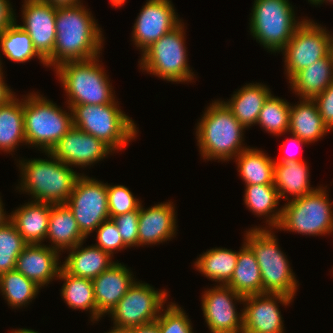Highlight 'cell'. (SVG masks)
Here are the masks:
<instances>
[{
  "mask_svg": "<svg viewBox=\"0 0 333 333\" xmlns=\"http://www.w3.org/2000/svg\"><path fill=\"white\" fill-rule=\"evenodd\" d=\"M19 143L26 145L23 99L14 96L0 105V150L14 152Z\"/></svg>",
  "mask_w": 333,
  "mask_h": 333,
  "instance_id": "obj_30",
  "label": "cell"
},
{
  "mask_svg": "<svg viewBox=\"0 0 333 333\" xmlns=\"http://www.w3.org/2000/svg\"><path fill=\"white\" fill-rule=\"evenodd\" d=\"M46 238L52 243L50 247L60 253L85 242L86 239L66 204H51Z\"/></svg>",
  "mask_w": 333,
  "mask_h": 333,
  "instance_id": "obj_25",
  "label": "cell"
},
{
  "mask_svg": "<svg viewBox=\"0 0 333 333\" xmlns=\"http://www.w3.org/2000/svg\"><path fill=\"white\" fill-rule=\"evenodd\" d=\"M3 67L0 68V105H3L7 103L10 99H12L15 94V92H12V89H10L6 83L5 80H3Z\"/></svg>",
  "mask_w": 333,
  "mask_h": 333,
  "instance_id": "obj_46",
  "label": "cell"
},
{
  "mask_svg": "<svg viewBox=\"0 0 333 333\" xmlns=\"http://www.w3.org/2000/svg\"><path fill=\"white\" fill-rule=\"evenodd\" d=\"M327 190L322 187L302 197L290 199L282 206L276 229L302 235L321 236L333 232V209Z\"/></svg>",
  "mask_w": 333,
  "mask_h": 333,
  "instance_id": "obj_10",
  "label": "cell"
},
{
  "mask_svg": "<svg viewBox=\"0 0 333 333\" xmlns=\"http://www.w3.org/2000/svg\"><path fill=\"white\" fill-rule=\"evenodd\" d=\"M130 330L131 333H160L155 321L145 325L131 327Z\"/></svg>",
  "mask_w": 333,
  "mask_h": 333,
  "instance_id": "obj_47",
  "label": "cell"
},
{
  "mask_svg": "<svg viewBox=\"0 0 333 333\" xmlns=\"http://www.w3.org/2000/svg\"><path fill=\"white\" fill-rule=\"evenodd\" d=\"M95 232L97 233V239H95L97 243L94 245L109 253L112 257L115 250L117 252L127 248L113 219L109 218L102 222Z\"/></svg>",
  "mask_w": 333,
  "mask_h": 333,
  "instance_id": "obj_41",
  "label": "cell"
},
{
  "mask_svg": "<svg viewBox=\"0 0 333 333\" xmlns=\"http://www.w3.org/2000/svg\"><path fill=\"white\" fill-rule=\"evenodd\" d=\"M57 279L64 281L61 296L70 308L89 310L92 322L102 318V315L97 311L91 279L70 275L63 268L60 269Z\"/></svg>",
  "mask_w": 333,
  "mask_h": 333,
  "instance_id": "obj_31",
  "label": "cell"
},
{
  "mask_svg": "<svg viewBox=\"0 0 333 333\" xmlns=\"http://www.w3.org/2000/svg\"><path fill=\"white\" fill-rule=\"evenodd\" d=\"M45 154L49 160H19L21 183L17 189L19 192L22 190L30 193L35 202L65 204L81 174L56 159L50 152Z\"/></svg>",
  "mask_w": 333,
  "mask_h": 333,
  "instance_id": "obj_3",
  "label": "cell"
},
{
  "mask_svg": "<svg viewBox=\"0 0 333 333\" xmlns=\"http://www.w3.org/2000/svg\"><path fill=\"white\" fill-rule=\"evenodd\" d=\"M14 13L9 0H0V33L16 22V14Z\"/></svg>",
  "mask_w": 333,
  "mask_h": 333,
  "instance_id": "obj_44",
  "label": "cell"
},
{
  "mask_svg": "<svg viewBox=\"0 0 333 333\" xmlns=\"http://www.w3.org/2000/svg\"><path fill=\"white\" fill-rule=\"evenodd\" d=\"M116 100L110 104L68 105L72 110L73 126L103 141L114 152L122 150L137 137V126L120 109Z\"/></svg>",
  "mask_w": 333,
  "mask_h": 333,
  "instance_id": "obj_4",
  "label": "cell"
},
{
  "mask_svg": "<svg viewBox=\"0 0 333 333\" xmlns=\"http://www.w3.org/2000/svg\"><path fill=\"white\" fill-rule=\"evenodd\" d=\"M26 145L50 152L59 140L73 127L72 110L59 108L56 103L29 93L23 98Z\"/></svg>",
  "mask_w": 333,
  "mask_h": 333,
  "instance_id": "obj_7",
  "label": "cell"
},
{
  "mask_svg": "<svg viewBox=\"0 0 333 333\" xmlns=\"http://www.w3.org/2000/svg\"><path fill=\"white\" fill-rule=\"evenodd\" d=\"M324 124L333 129V82L321 93L313 98Z\"/></svg>",
  "mask_w": 333,
  "mask_h": 333,
  "instance_id": "obj_43",
  "label": "cell"
},
{
  "mask_svg": "<svg viewBox=\"0 0 333 333\" xmlns=\"http://www.w3.org/2000/svg\"><path fill=\"white\" fill-rule=\"evenodd\" d=\"M114 151L93 135L72 127L50 153L68 166L87 167L98 163Z\"/></svg>",
  "mask_w": 333,
  "mask_h": 333,
  "instance_id": "obj_18",
  "label": "cell"
},
{
  "mask_svg": "<svg viewBox=\"0 0 333 333\" xmlns=\"http://www.w3.org/2000/svg\"><path fill=\"white\" fill-rule=\"evenodd\" d=\"M244 129L223 100L213 101L196 126L201 157L226 162L234 159L248 148L243 146Z\"/></svg>",
  "mask_w": 333,
  "mask_h": 333,
  "instance_id": "obj_2",
  "label": "cell"
},
{
  "mask_svg": "<svg viewBox=\"0 0 333 333\" xmlns=\"http://www.w3.org/2000/svg\"><path fill=\"white\" fill-rule=\"evenodd\" d=\"M11 333H38L37 331H34L32 329H26V328H19L17 330H14Z\"/></svg>",
  "mask_w": 333,
  "mask_h": 333,
  "instance_id": "obj_51",
  "label": "cell"
},
{
  "mask_svg": "<svg viewBox=\"0 0 333 333\" xmlns=\"http://www.w3.org/2000/svg\"><path fill=\"white\" fill-rule=\"evenodd\" d=\"M271 230L268 227L250 228L246 231L244 242L252 249L260 267L262 293L283 294L294 298L298 281Z\"/></svg>",
  "mask_w": 333,
  "mask_h": 333,
  "instance_id": "obj_5",
  "label": "cell"
},
{
  "mask_svg": "<svg viewBox=\"0 0 333 333\" xmlns=\"http://www.w3.org/2000/svg\"><path fill=\"white\" fill-rule=\"evenodd\" d=\"M82 245L83 242L70 248L68 257L62 262V268L70 275L93 280L115 263L112 256L98 246L84 248Z\"/></svg>",
  "mask_w": 333,
  "mask_h": 333,
  "instance_id": "obj_23",
  "label": "cell"
},
{
  "mask_svg": "<svg viewBox=\"0 0 333 333\" xmlns=\"http://www.w3.org/2000/svg\"><path fill=\"white\" fill-rule=\"evenodd\" d=\"M270 88L264 84H246L232 95L229 101H223L234 117L245 127L257 123L259 113L271 95Z\"/></svg>",
  "mask_w": 333,
  "mask_h": 333,
  "instance_id": "obj_27",
  "label": "cell"
},
{
  "mask_svg": "<svg viewBox=\"0 0 333 333\" xmlns=\"http://www.w3.org/2000/svg\"><path fill=\"white\" fill-rule=\"evenodd\" d=\"M309 176L305 161H275L273 184L279 198L289 201L290 194L296 199L314 192L317 188L310 187Z\"/></svg>",
  "mask_w": 333,
  "mask_h": 333,
  "instance_id": "obj_24",
  "label": "cell"
},
{
  "mask_svg": "<svg viewBox=\"0 0 333 333\" xmlns=\"http://www.w3.org/2000/svg\"><path fill=\"white\" fill-rule=\"evenodd\" d=\"M102 36L101 28L83 3L57 7L56 39L53 54L46 60V66L56 68L67 61L98 57L105 39Z\"/></svg>",
  "mask_w": 333,
  "mask_h": 333,
  "instance_id": "obj_1",
  "label": "cell"
},
{
  "mask_svg": "<svg viewBox=\"0 0 333 333\" xmlns=\"http://www.w3.org/2000/svg\"><path fill=\"white\" fill-rule=\"evenodd\" d=\"M3 203L0 197V227L3 226L6 222H8L10 220V216L9 215H5L6 213L4 212L3 209Z\"/></svg>",
  "mask_w": 333,
  "mask_h": 333,
  "instance_id": "obj_49",
  "label": "cell"
},
{
  "mask_svg": "<svg viewBox=\"0 0 333 333\" xmlns=\"http://www.w3.org/2000/svg\"><path fill=\"white\" fill-rule=\"evenodd\" d=\"M116 223L124 244L129 247L138 246L139 208L112 218Z\"/></svg>",
  "mask_w": 333,
  "mask_h": 333,
  "instance_id": "obj_42",
  "label": "cell"
},
{
  "mask_svg": "<svg viewBox=\"0 0 333 333\" xmlns=\"http://www.w3.org/2000/svg\"><path fill=\"white\" fill-rule=\"evenodd\" d=\"M59 254L60 252L50 245L28 244L17 257L15 269L39 287L47 286L52 279L58 278L62 268Z\"/></svg>",
  "mask_w": 333,
  "mask_h": 333,
  "instance_id": "obj_20",
  "label": "cell"
},
{
  "mask_svg": "<svg viewBox=\"0 0 333 333\" xmlns=\"http://www.w3.org/2000/svg\"><path fill=\"white\" fill-rule=\"evenodd\" d=\"M290 135L292 137H290L289 140H286L285 144L282 143V145L280 147L284 152V156H282L279 160H274V161H304L300 156L298 157V155H296V153H292V151H290L291 150L290 146L288 147L286 145V143L288 145L293 144V146H296L298 148L301 147L303 144L305 145V144H309V143L305 140L300 139L298 136H296L294 134H290Z\"/></svg>",
  "mask_w": 333,
  "mask_h": 333,
  "instance_id": "obj_45",
  "label": "cell"
},
{
  "mask_svg": "<svg viewBox=\"0 0 333 333\" xmlns=\"http://www.w3.org/2000/svg\"><path fill=\"white\" fill-rule=\"evenodd\" d=\"M330 46H331V53H333V35H330Z\"/></svg>",
  "mask_w": 333,
  "mask_h": 333,
  "instance_id": "obj_54",
  "label": "cell"
},
{
  "mask_svg": "<svg viewBox=\"0 0 333 333\" xmlns=\"http://www.w3.org/2000/svg\"><path fill=\"white\" fill-rule=\"evenodd\" d=\"M167 297L165 289L158 291L148 283L135 281L109 315L116 327L145 325L156 321Z\"/></svg>",
  "mask_w": 333,
  "mask_h": 333,
  "instance_id": "obj_11",
  "label": "cell"
},
{
  "mask_svg": "<svg viewBox=\"0 0 333 333\" xmlns=\"http://www.w3.org/2000/svg\"><path fill=\"white\" fill-rule=\"evenodd\" d=\"M184 22L141 52L142 70L171 82H192L194 72L188 64ZM141 62V63H140Z\"/></svg>",
  "mask_w": 333,
  "mask_h": 333,
  "instance_id": "obj_9",
  "label": "cell"
},
{
  "mask_svg": "<svg viewBox=\"0 0 333 333\" xmlns=\"http://www.w3.org/2000/svg\"><path fill=\"white\" fill-rule=\"evenodd\" d=\"M51 204L31 200L12 212L10 221L28 244L46 240Z\"/></svg>",
  "mask_w": 333,
  "mask_h": 333,
  "instance_id": "obj_22",
  "label": "cell"
},
{
  "mask_svg": "<svg viewBox=\"0 0 333 333\" xmlns=\"http://www.w3.org/2000/svg\"><path fill=\"white\" fill-rule=\"evenodd\" d=\"M323 2H330V3H332L333 4V0H314L311 4H314V5H321V4H323Z\"/></svg>",
  "mask_w": 333,
  "mask_h": 333,
  "instance_id": "obj_53",
  "label": "cell"
},
{
  "mask_svg": "<svg viewBox=\"0 0 333 333\" xmlns=\"http://www.w3.org/2000/svg\"><path fill=\"white\" fill-rule=\"evenodd\" d=\"M171 0H147L132 31V41L143 52L181 23Z\"/></svg>",
  "mask_w": 333,
  "mask_h": 333,
  "instance_id": "obj_15",
  "label": "cell"
},
{
  "mask_svg": "<svg viewBox=\"0 0 333 333\" xmlns=\"http://www.w3.org/2000/svg\"><path fill=\"white\" fill-rule=\"evenodd\" d=\"M51 4L54 7H66V6H75L80 4L82 1L80 0H42Z\"/></svg>",
  "mask_w": 333,
  "mask_h": 333,
  "instance_id": "obj_48",
  "label": "cell"
},
{
  "mask_svg": "<svg viewBox=\"0 0 333 333\" xmlns=\"http://www.w3.org/2000/svg\"><path fill=\"white\" fill-rule=\"evenodd\" d=\"M293 297L262 293L244 297L242 333H284L278 303L288 306Z\"/></svg>",
  "mask_w": 333,
  "mask_h": 333,
  "instance_id": "obj_16",
  "label": "cell"
},
{
  "mask_svg": "<svg viewBox=\"0 0 333 333\" xmlns=\"http://www.w3.org/2000/svg\"><path fill=\"white\" fill-rule=\"evenodd\" d=\"M166 307L167 309L163 308L155 321L160 333H194L192 323L184 309L174 302Z\"/></svg>",
  "mask_w": 333,
  "mask_h": 333,
  "instance_id": "obj_39",
  "label": "cell"
},
{
  "mask_svg": "<svg viewBox=\"0 0 333 333\" xmlns=\"http://www.w3.org/2000/svg\"><path fill=\"white\" fill-rule=\"evenodd\" d=\"M333 82V60L331 52L324 58L297 72L290 80L293 93L301 99H313Z\"/></svg>",
  "mask_w": 333,
  "mask_h": 333,
  "instance_id": "obj_26",
  "label": "cell"
},
{
  "mask_svg": "<svg viewBox=\"0 0 333 333\" xmlns=\"http://www.w3.org/2000/svg\"><path fill=\"white\" fill-rule=\"evenodd\" d=\"M110 2L113 7L117 8V7H121L122 5H124L126 0H110Z\"/></svg>",
  "mask_w": 333,
  "mask_h": 333,
  "instance_id": "obj_52",
  "label": "cell"
},
{
  "mask_svg": "<svg viewBox=\"0 0 333 333\" xmlns=\"http://www.w3.org/2000/svg\"><path fill=\"white\" fill-rule=\"evenodd\" d=\"M0 48L2 54L13 62L25 63L37 56L46 66V61L36 52L30 36L18 26L17 21L0 33Z\"/></svg>",
  "mask_w": 333,
  "mask_h": 333,
  "instance_id": "obj_36",
  "label": "cell"
},
{
  "mask_svg": "<svg viewBox=\"0 0 333 333\" xmlns=\"http://www.w3.org/2000/svg\"><path fill=\"white\" fill-rule=\"evenodd\" d=\"M27 245L10 220L0 227V275L16 268L17 257Z\"/></svg>",
  "mask_w": 333,
  "mask_h": 333,
  "instance_id": "obj_38",
  "label": "cell"
},
{
  "mask_svg": "<svg viewBox=\"0 0 333 333\" xmlns=\"http://www.w3.org/2000/svg\"><path fill=\"white\" fill-rule=\"evenodd\" d=\"M326 30L314 21L305 19L294 31L291 39L280 51L284 55V69L288 80L331 51V33Z\"/></svg>",
  "mask_w": 333,
  "mask_h": 333,
  "instance_id": "obj_12",
  "label": "cell"
},
{
  "mask_svg": "<svg viewBox=\"0 0 333 333\" xmlns=\"http://www.w3.org/2000/svg\"><path fill=\"white\" fill-rule=\"evenodd\" d=\"M290 107L287 100L271 94L265 101L256 124L274 136L283 135L289 130Z\"/></svg>",
  "mask_w": 333,
  "mask_h": 333,
  "instance_id": "obj_37",
  "label": "cell"
},
{
  "mask_svg": "<svg viewBox=\"0 0 333 333\" xmlns=\"http://www.w3.org/2000/svg\"><path fill=\"white\" fill-rule=\"evenodd\" d=\"M251 12L250 33L271 53H279L305 20L295 19L289 0H254Z\"/></svg>",
  "mask_w": 333,
  "mask_h": 333,
  "instance_id": "obj_8",
  "label": "cell"
},
{
  "mask_svg": "<svg viewBox=\"0 0 333 333\" xmlns=\"http://www.w3.org/2000/svg\"><path fill=\"white\" fill-rule=\"evenodd\" d=\"M99 58L67 61L54 68L66 92L68 105L110 104L116 100L108 75L98 63Z\"/></svg>",
  "mask_w": 333,
  "mask_h": 333,
  "instance_id": "obj_6",
  "label": "cell"
},
{
  "mask_svg": "<svg viewBox=\"0 0 333 333\" xmlns=\"http://www.w3.org/2000/svg\"><path fill=\"white\" fill-rule=\"evenodd\" d=\"M65 204L86 238L102 222L110 218L106 183L90 178L84 173L76 180L70 198Z\"/></svg>",
  "mask_w": 333,
  "mask_h": 333,
  "instance_id": "obj_13",
  "label": "cell"
},
{
  "mask_svg": "<svg viewBox=\"0 0 333 333\" xmlns=\"http://www.w3.org/2000/svg\"><path fill=\"white\" fill-rule=\"evenodd\" d=\"M234 159H236L237 170L245 185L274 183L275 161L264 151L248 146Z\"/></svg>",
  "mask_w": 333,
  "mask_h": 333,
  "instance_id": "obj_32",
  "label": "cell"
},
{
  "mask_svg": "<svg viewBox=\"0 0 333 333\" xmlns=\"http://www.w3.org/2000/svg\"><path fill=\"white\" fill-rule=\"evenodd\" d=\"M237 259L238 251L215 247L199 255L194 266L210 280L227 285L233 276Z\"/></svg>",
  "mask_w": 333,
  "mask_h": 333,
  "instance_id": "obj_34",
  "label": "cell"
},
{
  "mask_svg": "<svg viewBox=\"0 0 333 333\" xmlns=\"http://www.w3.org/2000/svg\"><path fill=\"white\" fill-rule=\"evenodd\" d=\"M23 25L36 52L46 61L52 54L56 39L57 7L42 0H24L22 5Z\"/></svg>",
  "mask_w": 333,
  "mask_h": 333,
  "instance_id": "obj_17",
  "label": "cell"
},
{
  "mask_svg": "<svg viewBox=\"0 0 333 333\" xmlns=\"http://www.w3.org/2000/svg\"><path fill=\"white\" fill-rule=\"evenodd\" d=\"M39 287L16 269L0 275V292L12 308L25 307L39 294Z\"/></svg>",
  "mask_w": 333,
  "mask_h": 333,
  "instance_id": "obj_35",
  "label": "cell"
},
{
  "mask_svg": "<svg viewBox=\"0 0 333 333\" xmlns=\"http://www.w3.org/2000/svg\"><path fill=\"white\" fill-rule=\"evenodd\" d=\"M106 187L110 219L120 214L136 211L141 205V201L126 186H110L107 183Z\"/></svg>",
  "mask_w": 333,
  "mask_h": 333,
  "instance_id": "obj_40",
  "label": "cell"
},
{
  "mask_svg": "<svg viewBox=\"0 0 333 333\" xmlns=\"http://www.w3.org/2000/svg\"><path fill=\"white\" fill-rule=\"evenodd\" d=\"M288 132L313 143L329 133L330 129L324 124L313 99H300V103L290 107Z\"/></svg>",
  "mask_w": 333,
  "mask_h": 333,
  "instance_id": "obj_28",
  "label": "cell"
},
{
  "mask_svg": "<svg viewBox=\"0 0 333 333\" xmlns=\"http://www.w3.org/2000/svg\"><path fill=\"white\" fill-rule=\"evenodd\" d=\"M92 281L97 311L104 316L125 296L135 278L127 266L116 261Z\"/></svg>",
  "mask_w": 333,
  "mask_h": 333,
  "instance_id": "obj_21",
  "label": "cell"
},
{
  "mask_svg": "<svg viewBox=\"0 0 333 333\" xmlns=\"http://www.w3.org/2000/svg\"><path fill=\"white\" fill-rule=\"evenodd\" d=\"M243 299L227 285H216L204 292L201 309L210 333L243 332V312L238 314L234 303Z\"/></svg>",
  "mask_w": 333,
  "mask_h": 333,
  "instance_id": "obj_14",
  "label": "cell"
},
{
  "mask_svg": "<svg viewBox=\"0 0 333 333\" xmlns=\"http://www.w3.org/2000/svg\"><path fill=\"white\" fill-rule=\"evenodd\" d=\"M227 286L243 297L262 294L260 267L255 254L245 242L238 251L236 267Z\"/></svg>",
  "mask_w": 333,
  "mask_h": 333,
  "instance_id": "obj_29",
  "label": "cell"
},
{
  "mask_svg": "<svg viewBox=\"0 0 333 333\" xmlns=\"http://www.w3.org/2000/svg\"><path fill=\"white\" fill-rule=\"evenodd\" d=\"M107 333H131V330H130V328L116 327L113 325V329H111Z\"/></svg>",
  "mask_w": 333,
  "mask_h": 333,
  "instance_id": "obj_50",
  "label": "cell"
},
{
  "mask_svg": "<svg viewBox=\"0 0 333 333\" xmlns=\"http://www.w3.org/2000/svg\"><path fill=\"white\" fill-rule=\"evenodd\" d=\"M175 205L163 202L148 209L139 206L138 246L155 245L171 240L177 231Z\"/></svg>",
  "mask_w": 333,
  "mask_h": 333,
  "instance_id": "obj_19",
  "label": "cell"
},
{
  "mask_svg": "<svg viewBox=\"0 0 333 333\" xmlns=\"http://www.w3.org/2000/svg\"><path fill=\"white\" fill-rule=\"evenodd\" d=\"M279 195L274 184L246 185L244 204L258 217L267 216L265 221L269 229L276 228L281 220L282 207L279 209ZM276 209V210H275ZM278 209V210H277Z\"/></svg>",
  "mask_w": 333,
  "mask_h": 333,
  "instance_id": "obj_33",
  "label": "cell"
}]
</instances>
